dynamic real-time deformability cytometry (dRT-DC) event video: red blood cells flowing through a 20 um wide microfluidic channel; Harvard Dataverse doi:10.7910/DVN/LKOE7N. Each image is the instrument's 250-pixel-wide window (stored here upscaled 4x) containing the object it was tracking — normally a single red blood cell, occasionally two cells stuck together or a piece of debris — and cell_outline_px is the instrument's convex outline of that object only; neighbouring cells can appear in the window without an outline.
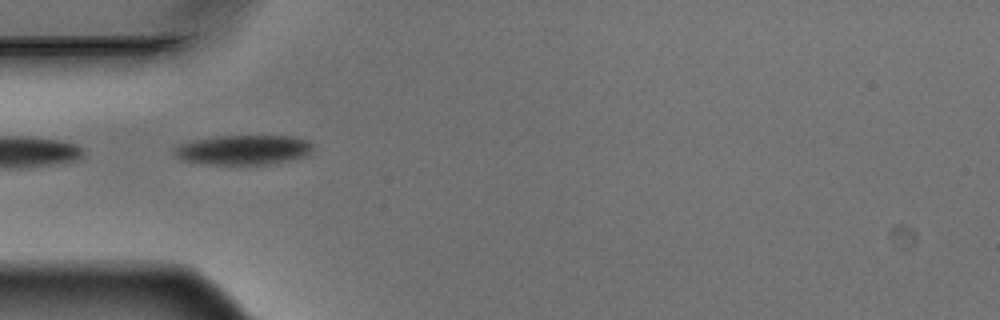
{"species": "Egyptian fruit bat (a non-hibernating species)", "species_latin": "Rousettus aegyptiacus", "temperature_condition": "warm", "stored_images_in_passage": 3, "camera_frame_rate_fps": 3000, "um_per_image_px": 0.085, "animal": {"sex": "male"}, "frame": {"image": 1, "passage_image": 1, "time_ms": 0.0, "image_size_px": [1000, 320], "cell_outline_px": [[312, 152], [308, 156], [276, 164], [208, 164], [184, 160], [176, 156], [172, 152], [172, 148], [180, 144], [196, 140], [216, 136], [288, 136], [308, 140], [312, 144]], "centroid_in_image_um": [20.73, 12.74], "position_along_channel_um": 64.3, "area_um2": 24.1}}
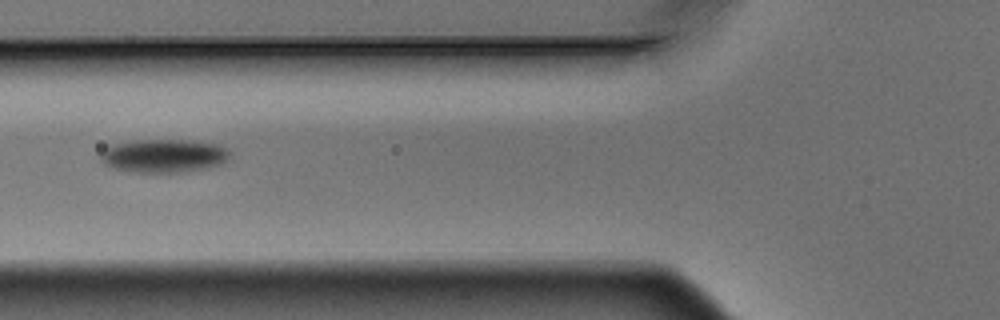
{"frame": {"image": 2, "passage_image": 2, "time_ms": 0.333, "image_size_px": [1000, 320], "cell_outline_px": [[232, 152], [220, 164], [208, 168], [184, 172], [136, 172], [112, 168], [104, 164], [100, 160], [100, 152], [104, 148], [116, 144], [136, 140], [184, 140], [216, 144]], "centroid_in_image_um": [13.88, 13.25], "position_along_channel_um": 111.9, "area_um2": 24.97}}
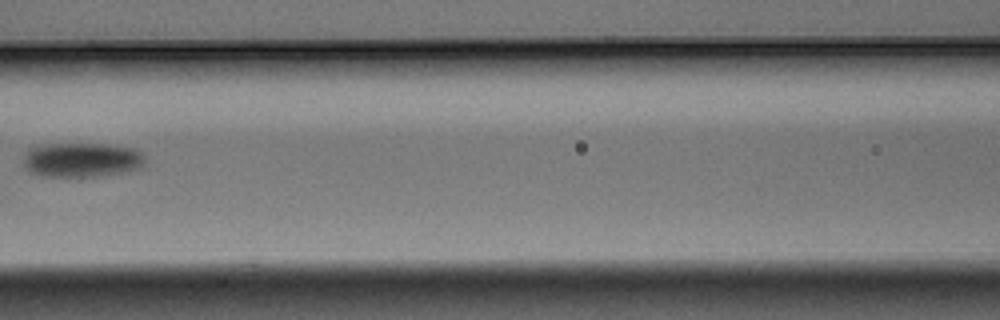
{"frame": {"image": 3, "passage_image": 3, "time_ms": 0.667, "image_size_px": [1000, 320], "cell_outline_px": [[144, 164], [136, 168], [120, 172], [80, 180], [40, 176], [28, 172], [24, 168], [24, 156], [32, 148], [44, 144], [108, 144], [136, 148], [144, 156]], "centroid_in_image_um": [6.9, 13.63], "position_along_channel_um": 159.7, "area_um2": 25.2}}